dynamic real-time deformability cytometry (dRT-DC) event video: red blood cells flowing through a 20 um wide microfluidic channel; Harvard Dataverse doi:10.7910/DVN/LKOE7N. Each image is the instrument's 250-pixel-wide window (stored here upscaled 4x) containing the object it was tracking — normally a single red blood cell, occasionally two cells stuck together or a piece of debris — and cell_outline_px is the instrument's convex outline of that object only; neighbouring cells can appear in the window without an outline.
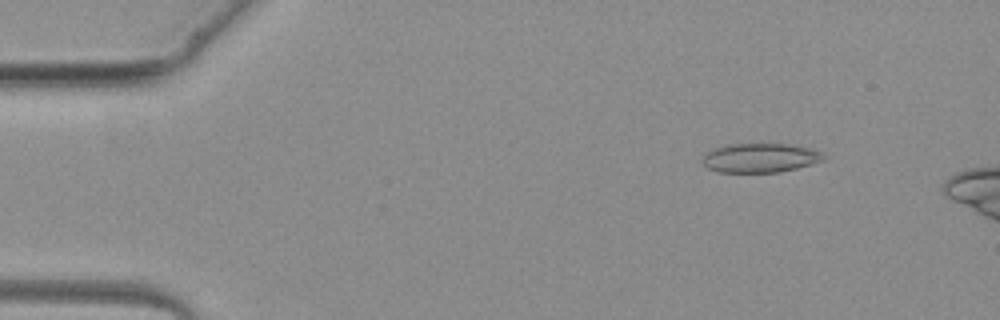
{"species": "common noctule bat (a hibernating species)", "species_latin": "Nyctalus noctula", "temperature_condition": "warm", "stored_images_in_passage": 4, "camera_frame_rate_fps": 3000, "um_per_image_px": 0.085, "animal": {"sex": "female", "body_mass_g": 19.3, "forearm_length_mm": 54.1}, "frame": {"image": 1, "passage_image": 2, "time_ms": 1.333, "image_size_px": [1000, 320], "cell_outline_px": [[824, 160], [812, 164], [780, 172], [716, 172], [708, 168], [700, 160], [704, 152], [712, 148], [728, 144], [788, 144], [808, 148], [824, 152]], "centroid_in_image_um": [64.56, 13.42], "position_along_channel_um": 20.4, "area_um2": 20.81}}